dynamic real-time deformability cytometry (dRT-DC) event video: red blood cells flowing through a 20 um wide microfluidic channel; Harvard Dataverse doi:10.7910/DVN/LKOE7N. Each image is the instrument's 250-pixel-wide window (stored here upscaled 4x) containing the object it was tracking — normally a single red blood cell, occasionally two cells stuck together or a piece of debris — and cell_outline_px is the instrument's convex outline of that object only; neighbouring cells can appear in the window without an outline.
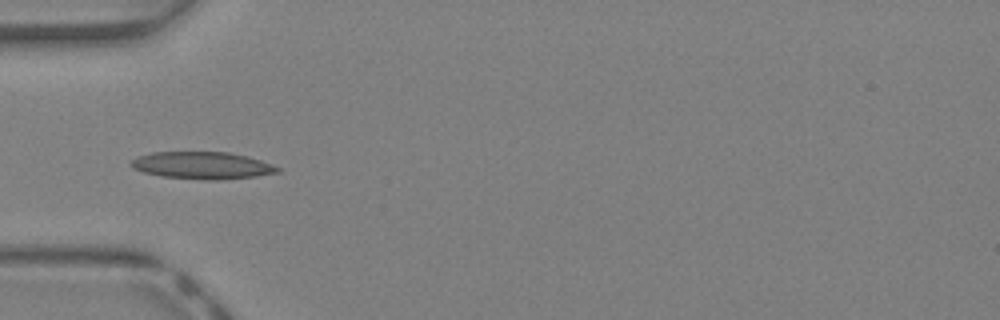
{"species": "Egyptian fruit bat (a non-hibernating species)", "species_latin": "Rousettus aegyptiacus", "temperature_condition": "warm", "stored_images_in_passage": 29, "camera_frame_rate_fps": 3000, "um_per_image_px": 0.085, "animal": {"sex": "female"}, "frame": {"image": 1, "passage_image": 1, "time_ms": 0.0, "image_size_px": [1000, 320], "cell_outline_px": [[280, 172], [256, 176], [220, 180], [200, 180], [160, 176], [144, 172], [132, 168], [128, 164], [136, 156], [152, 152], [228, 152], [248, 156], [272, 164], [280, 168]], "centroid_in_image_um": [17.16, 14.06], "position_along_channel_um": 67.8, "area_um2": 23.47}}
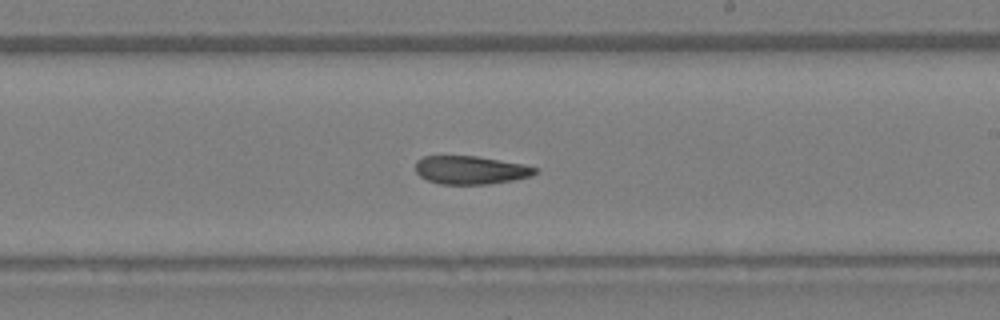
{"frame": {"image": 2, "passage_image": 12, "time_ms": 3.667, "image_size_px": [1000, 320], "cell_outline_px": [[540, 172], [532, 176], [512, 180], [488, 184], [440, 184], [428, 180], [420, 176], [416, 172], [416, 160], [424, 156], [476, 156], [524, 164], [540, 168]], "centroid_in_image_um": [40.05, 14.45], "position_along_channel_um": 249.0, "area_um2": 19.83}}
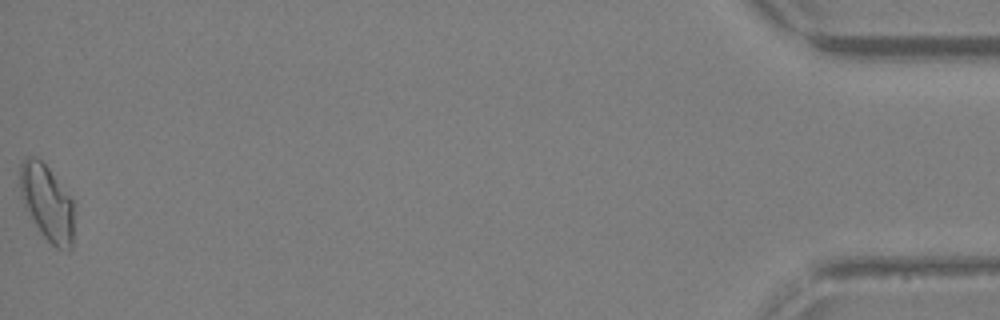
{"frame": {"image": 3, "passage_image": 29, "time_ms": 9.333, "image_size_px": [1000, 320], "cell_outline_px": [[72, 248], [68, 252], [56, 248], [44, 236], [24, 208], [20, 196], [20, 164], [28, 156], [36, 156], [48, 168], [72, 200]], "centroid_in_image_um": [3.96, 17.24], "position_along_channel_um": 431.2, "area_um2": 23.58}, "authors_computed_cell_mechanics": {"area_um2": 20.9236, "velocity_mm_per_s": 4.9613, "shape_relaxation_time_tau1_ms": null, "shape_relaxation_time_tau2_ms": 2.2884, "deformation_change_tau1": null, "deformation_change_tau2": 0.0802}}